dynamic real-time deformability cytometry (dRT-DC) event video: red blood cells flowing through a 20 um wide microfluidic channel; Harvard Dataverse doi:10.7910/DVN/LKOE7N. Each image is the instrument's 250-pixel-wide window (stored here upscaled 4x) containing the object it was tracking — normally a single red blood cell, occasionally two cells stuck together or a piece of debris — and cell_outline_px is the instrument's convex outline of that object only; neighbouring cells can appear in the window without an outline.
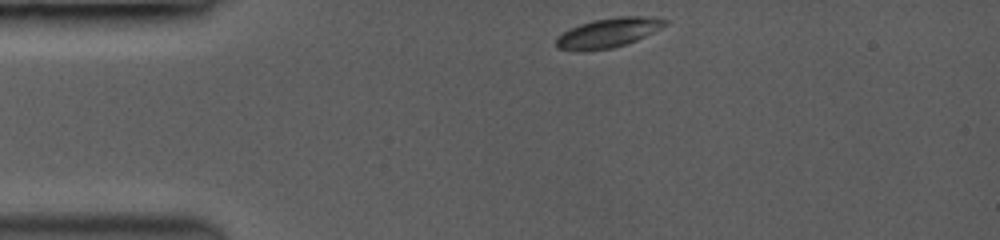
{"species": "common noctule bat (a hibernating species)", "species_latin": "Nyctalus noctula", "temperature_condition": "room temperature", "stored_images_in_passage": 41, "camera_frame_rate_fps": 3500, "um_per_image_px": 0.085, "animal": {"sex": "female", "body_mass_g": 19.0, "forearm_length_mm": 53.3}, "frame": {"image": 1, "passage_image": 1, "time_ms": 0.0, "image_size_px": [1000, 240], "cell_outline_px": [[668, 24], [636, 40], [612, 48], [560, 48], [556, 44], [556, 40], [564, 32], [580, 24], [596, 20], [620, 16], [640, 16], [668, 20]], "centroid_in_image_um": [51.79, 2.74], "position_along_channel_um": 33.2, "area_um2": 17.46}}
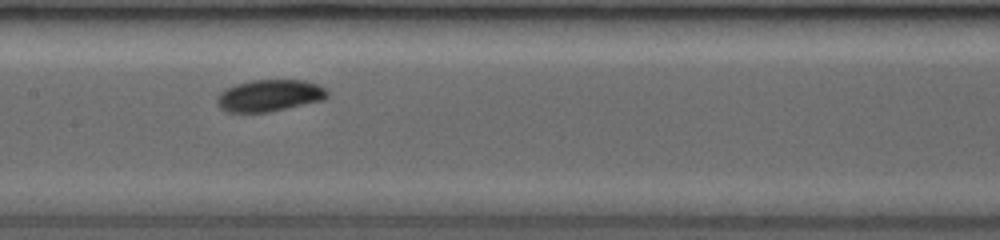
{"frame": {"image": 2, "passage_image": 18, "time_ms": 4.857, "image_size_px": [1000, 240], "cell_outline_px": [[328, 96], [320, 100], [284, 108], [264, 112], [228, 112], [220, 108], [220, 92], [236, 84], [252, 80], [304, 80], [316, 84], [324, 88], [328, 92]], "centroid_in_image_um": [22.92, 8.1], "position_along_channel_um": 184.5, "area_um2": 19.71}}
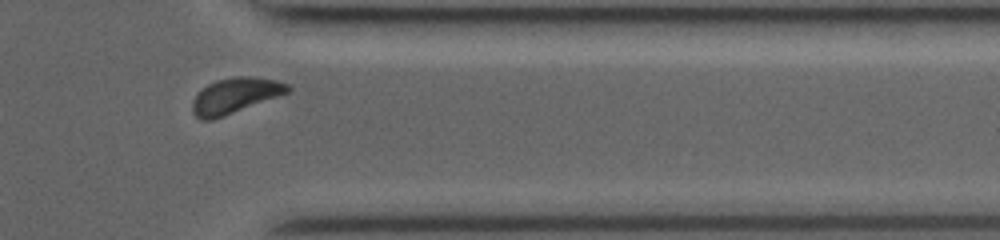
{"frame": {"image": 3, "passage_image": 36, "time_ms": 10.0, "image_size_px": [1000, 240], "cell_outline_px": [[292, 88], [288, 92], [224, 116], [212, 120], [200, 120], [192, 112], [192, 100], [208, 84], [216, 80], [240, 76], [276, 80], [288, 84]], "centroid_in_image_um": [19.96, 8.14], "position_along_channel_um": 391.4, "area_um2": 19.25}, "authors_computed_cell_mechanics": {"area_um2": 19.1896, "velocity_mm_per_s": 4.015, "shape_relaxation_time_tau1_ms": 2.2707, "shape_relaxation_time_tau2_ms": null, "deformation_change_tau1": 0.0836, "deformation_change_tau2": null}}